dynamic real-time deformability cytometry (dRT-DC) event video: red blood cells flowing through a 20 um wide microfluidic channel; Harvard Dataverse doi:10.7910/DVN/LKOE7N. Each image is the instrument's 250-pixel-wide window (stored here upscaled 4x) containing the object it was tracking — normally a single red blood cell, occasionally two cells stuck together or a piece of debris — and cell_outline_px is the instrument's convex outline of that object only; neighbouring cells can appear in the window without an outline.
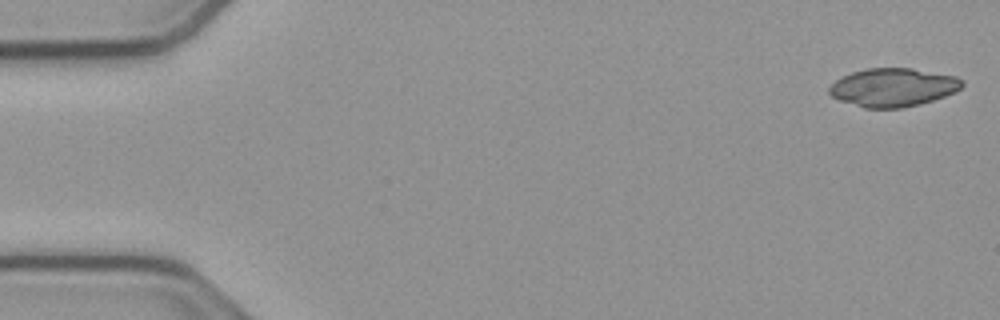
{"species": "common noctule bat (a hibernating species)", "species_latin": "Nyctalus noctula", "temperature_condition": "cold", "stored_images_in_passage": 10, "camera_frame_rate_fps": 3000, "um_per_image_px": 0.085, "animal": {"sex": "male", "body_mass_g": 23.1, "forearm_length_mm": 52.7}, "frame": {"image": 1, "passage_image": 1, "time_ms": 0.0, "image_size_px": [1000, 320], "cell_outline_px": [[964, 84], [956, 92], [920, 104], [900, 108], [864, 108], [840, 100], [832, 96], [828, 92], [828, 88], [836, 80], [852, 72], [868, 68], [912, 68], [956, 76], [964, 80]], "centroid_in_image_um": [75.93, 7.42], "position_along_channel_um": 9.1, "area_um2": 29.65}}